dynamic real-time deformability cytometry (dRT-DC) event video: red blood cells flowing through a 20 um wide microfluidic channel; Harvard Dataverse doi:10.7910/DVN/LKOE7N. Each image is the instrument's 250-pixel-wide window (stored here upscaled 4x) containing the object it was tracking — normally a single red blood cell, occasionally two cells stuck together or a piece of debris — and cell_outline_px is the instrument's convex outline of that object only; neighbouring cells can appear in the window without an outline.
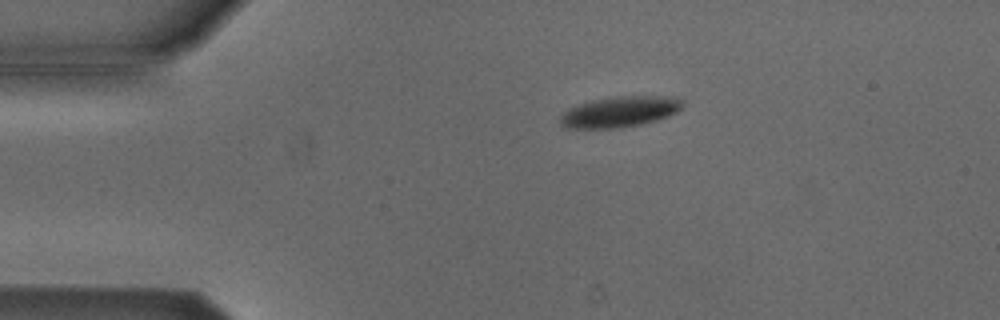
{"species": "Egyptian fruit bat (a non-hibernating species)", "species_latin": "Rousettus aegyptiacus", "temperature_condition": "cold", "stored_images_in_passage": 48, "camera_frame_rate_fps": 3000, "um_per_image_px": 0.085, "animal": {"sex": "male"}, "frame": {"image": 1, "passage_image": 5, "time_ms": 1.333, "image_size_px": [1000, 320], "cell_outline_px": [[684, 104], [676, 112], [668, 116], [656, 120], [640, 124], [620, 128], [564, 128], [560, 124], [560, 116], [568, 108], [592, 100], [616, 96], [676, 96], [684, 100]], "centroid_in_image_um": [52.69, 9.49], "position_along_channel_um": 32.3, "area_um2": 22.02}}
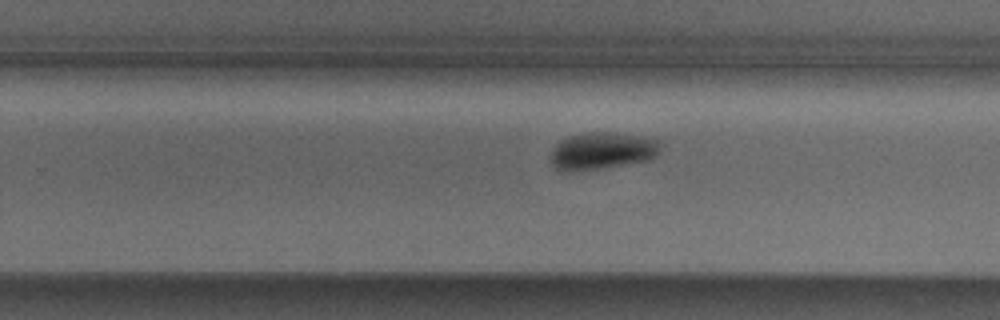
{"frame": {"image": 2, "passage_image": 28, "time_ms": 9.0, "image_size_px": [1000, 320], "cell_outline_px": [[660, 152], [656, 156], [648, 160], [596, 168], [556, 168], [552, 164], [548, 156], [552, 148], [560, 140], [568, 136], [592, 132], [612, 132], [640, 136], [660, 140]], "centroid_in_image_um": [51.2, 12.77], "position_along_channel_um": 278.6, "area_um2": 23.12}}
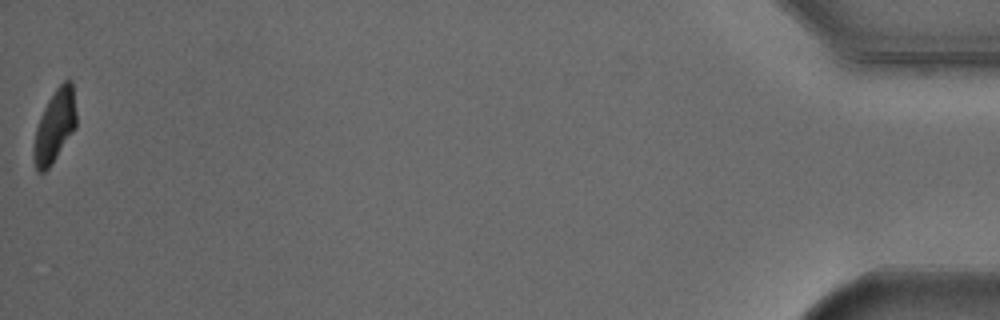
{"frame": {"image": 3, "passage_image": 48, "time_ms": 15.667, "image_size_px": [1000, 320], "cell_outline_px": [[76, 128], [52, 164], [44, 172], [36, 172], [32, 156], [32, 148], [36, 128], [40, 116], [48, 100], [56, 88], [64, 80], [72, 80], [76, 112]], "centroid_in_image_um": [4.64, 10.75], "position_along_channel_um": 430.6, "area_um2": 18.26}, "authors_computed_cell_mechanics": {"area_um2": 22.253, "velocity_mm_per_s": 3.8167, "shape_relaxation_time_tau1_ms": 2.4085, "shape_relaxation_time_tau2_ms": null, "deformation_change_tau1": 0.0899, "deformation_change_tau2": null}}